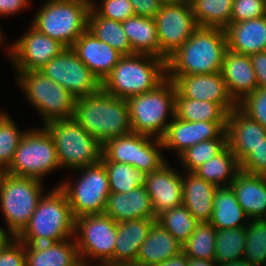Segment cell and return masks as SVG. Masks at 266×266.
Listing matches in <instances>:
<instances>
[{"label":"cell","instance_id":"f35d334b","mask_svg":"<svg viewBox=\"0 0 266 266\" xmlns=\"http://www.w3.org/2000/svg\"><path fill=\"white\" fill-rule=\"evenodd\" d=\"M217 229L209 222H200L182 246L188 258L214 260Z\"/></svg>","mask_w":266,"mask_h":266},{"label":"cell","instance_id":"6125c7cd","mask_svg":"<svg viewBox=\"0 0 266 266\" xmlns=\"http://www.w3.org/2000/svg\"><path fill=\"white\" fill-rule=\"evenodd\" d=\"M87 1H89V2H91V3H92V2H96L95 0H87Z\"/></svg>","mask_w":266,"mask_h":266},{"label":"cell","instance_id":"7402d4cb","mask_svg":"<svg viewBox=\"0 0 266 266\" xmlns=\"http://www.w3.org/2000/svg\"><path fill=\"white\" fill-rule=\"evenodd\" d=\"M221 73L227 91L236 104L258 88L250 56L227 50Z\"/></svg>","mask_w":266,"mask_h":266},{"label":"cell","instance_id":"680465c9","mask_svg":"<svg viewBox=\"0 0 266 266\" xmlns=\"http://www.w3.org/2000/svg\"><path fill=\"white\" fill-rule=\"evenodd\" d=\"M5 174H6V169H4V168L0 165V184L2 183V180H3Z\"/></svg>","mask_w":266,"mask_h":266},{"label":"cell","instance_id":"8fae6325","mask_svg":"<svg viewBox=\"0 0 266 266\" xmlns=\"http://www.w3.org/2000/svg\"><path fill=\"white\" fill-rule=\"evenodd\" d=\"M59 169L61 168L53 138L42 126L26 131L6 173L43 181L47 174Z\"/></svg>","mask_w":266,"mask_h":266},{"label":"cell","instance_id":"816d5d0a","mask_svg":"<svg viewBox=\"0 0 266 266\" xmlns=\"http://www.w3.org/2000/svg\"><path fill=\"white\" fill-rule=\"evenodd\" d=\"M158 266H188V257L183 253L170 257Z\"/></svg>","mask_w":266,"mask_h":266},{"label":"cell","instance_id":"7dc6e473","mask_svg":"<svg viewBox=\"0 0 266 266\" xmlns=\"http://www.w3.org/2000/svg\"><path fill=\"white\" fill-rule=\"evenodd\" d=\"M240 170L248 174L266 176V139L240 163Z\"/></svg>","mask_w":266,"mask_h":266},{"label":"cell","instance_id":"91938a15","mask_svg":"<svg viewBox=\"0 0 266 266\" xmlns=\"http://www.w3.org/2000/svg\"><path fill=\"white\" fill-rule=\"evenodd\" d=\"M3 31L1 30V27H0V47L4 44V39H3ZM3 42V43H2Z\"/></svg>","mask_w":266,"mask_h":266},{"label":"cell","instance_id":"4dcf8cb0","mask_svg":"<svg viewBox=\"0 0 266 266\" xmlns=\"http://www.w3.org/2000/svg\"><path fill=\"white\" fill-rule=\"evenodd\" d=\"M249 221L250 219L238 203L232 187H218L215 191L213 212L209 223L217 230H221L246 227Z\"/></svg>","mask_w":266,"mask_h":266},{"label":"cell","instance_id":"4316f807","mask_svg":"<svg viewBox=\"0 0 266 266\" xmlns=\"http://www.w3.org/2000/svg\"><path fill=\"white\" fill-rule=\"evenodd\" d=\"M217 186L205 181L193 172L182 173V205L195 219L209 222L213 212V199Z\"/></svg>","mask_w":266,"mask_h":266},{"label":"cell","instance_id":"60d3db41","mask_svg":"<svg viewBox=\"0 0 266 266\" xmlns=\"http://www.w3.org/2000/svg\"><path fill=\"white\" fill-rule=\"evenodd\" d=\"M243 258L256 266L266 263V219L248 222Z\"/></svg>","mask_w":266,"mask_h":266},{"label":"cell","instance_id":"83f0119b","mask_svg":"<svg viewBox=\"0 0 266 266\" xmlns=\"http://www.w3.org/2000/svg\"><path fill=\"white\" fill-rule=\"evenodd\" d=\"M156 219H137L117 223L114 248V266L136 261L142 243L146 240Z\"/></svg>","mask_w":266,"mask_h":266},{"label":"cell","instance_id":"11a10c76","mask_svg":"<svg viewBox=\"0 0 266 266\" xmlns=\"http://www.w3.org/2000/svg\"><path fill=\"white\" fill-rule=\"evenodd\" d=\"M10 236L4 231L3 227H0V246L9 238Z\"/></svg>","mask_w":266,"mask_h":266},{"label":"cell","instance_id":"484cf974","mask_svg":"<svg viewBox=\"0 0 266 266\" xmlns=\"http://www.w3.org/2000/svg\"><path fill=\"white\" fill-rule=\"evenodd\" d=\"M26 266H79L74 238L43 244H25Z\"/></svg>","mask_w":266,"mask_h":266},{"label":"cell","instance_id":"d590c367","mask_svg":"<svg viewBox=\"0 0 266 266\" xmlns=\"http://www.w3.org/2000/svg\"><path fill=\"white\" fill-rule=\"evenodd\" d=\"M214 260L218 265L242 259L246 227L217 230Z\"/></svg>","mask_w":266,"mask_h":266},{"label":"cell","instance_id":"94428289","mask_svg":"<svg viewBox=\"0 0 266 266\" xmlns=\"http://www.w3.org/2000/svg\"><path fill=\"white\" fill-rule=\"evenodd\" d=\"M85 266H107V265H92V264L91 265H86L85 264Z\"/></svg>","mask_w":266,"mask_h":266},{"label":"cell","instance_id":"8d00e7d4","mask_svg":"<svg viewBox=\"0 0 266 266\" xmlns=\"http://www.w3.org/2000/svg\"><path fill=\"white\" fill-rule=\"evenodd\" d=\"M166 231H168L182 245L193 234L199 222L183 205L172 208L159 214L156 218Z\"/></svg>","mask_w":266,"mask_h":266},{"label":"cell","instance_id":"f6af8a7d","mask_svg":"<svg viewBox=\"0 0 266 266\" xmlns=\"http://www.w3.org/2000/svg\"><path fill=\"white\" fill-rule=\"evenodd\" d=\"M266 16V0H233L231 23Z\"/></svg>","mask_w":266,"mask_h":266},{"label":"cell","instance_id":"ffe728a7","mask_svg":"<svg viewBox=\"0 0 266 266\" xmlns=\"http://www.w3.org/2000/svg\"><path fill=\"white\" fill-rule=\"evenodd\" d=\"M226 133L227 146L239 164L266 139V128L238 107L228 114Z\"/></svg>","mask_w":266,"mask_h":266},{"label":"cell","instance_id":"30bf717a","mask_svg":"<svg viewBox=\"0 0 266 266\" xmlns=\"http://www.w3.org/2000/svg\"><path fill=\"white\" fill-rule=\"evenodd\" d=\"M116 237L117 223L105 213L75 219L74 239L81 262L86 265L97 260L92 264L114 266Z\"/></svg>","mask_w":266,"mask_h":266},{"label":"cell","instance_id":"277c9868","mask_svg":"<svg viewBox=\"0 0 266 266\" xmlns=\"http://www.w3.org/2000/svg\"><path fill=\"white\" fill-rule=\"evenodd\" d=\"M166 78V61L145 54L123 55L102 81L111 96L128 99L154 89Z\"/></svg>","mask_w":266,"mask_h":266},{"label":"cell","instance_id":"ac0fdd59","mask_svg":"<svg viewBox=\"0 0 266 266\" xmlns=\"http://www.w3.org/2000/svg\"><path fill=\"white\" fill-rule=\"evenodd\" d=\"M227 122L184 121L174 117L162 138L164 150H174L179 157L195 144L219 138L226 131Z\"/></svg>","mask_w":266,"mask_h":266},{"label":"cell","instance_id":"9f6ffc18","mask_svg":"<svg viewBox=\"0 0 266 266\" xmlns=\"http://www.w3.org/2000/svg\"><path fill=\"white\" fill-rule=\"evenodd\" d=\"M117 266H148V265L142 264L141 262H138V261H129V262L121 263Z\"/></svg>","mask_w":266,"mask_h":266},{"label":"cell","instance_id":"f546056e","mask_svg":"<svg viewBox=\"0 0 266 266\" xmlns=\"http://www.w3.org/2000/svg\"><path fill=\"white\" fill-rule=\"evenodd\" d=\"M134 54L167 58L160 52V43L154 18L134 15L121 22Z\"/></svg>","mask_w":266,"mask_h":266},{"label":"cell","instance_id":"d4e9b609","mask_svg":"<svg viewBox=\"0 0 266 266\" xmlns=\"http://www.w3.org/2000/svg\"><path fill=\"white\" fill-rule=\"evenodd\" d=\"M230 186L250 220L266 219V176L240 170Z\"/></svg>","mask_w":266,"mask_h":266},{"label":"cell","instance_id":"2e32d148","mask_svg":"<svg viewBox=\"0 0 266 266\" xmlns=\"http://www.w3.org/2000/svg\"><path fill=\"white\" fill-rule=\"evenodd\" d=\"M65 49L62 43L40 33L30 25L24 35L7 46L6 51L14 70L21 72L39 70Z\"/></svg>","mask_w":266,"mask_h":266},{"label":"cell","instance_id":"e0dca14e","mask_svg":"<svg viewBox=\"0 0 266 266\" xmlns=\"http://www.w3.org/2000/svg\"><path fill=\"white\" fill-rule=\"evenodd\" d=\"M166 77L174 82L176 92L181 97L217 103L228 114L237 107L227 91L221 72Z\"/></svg>","mask_w":266,"mask_h":266},{"label":"cell","instance_id":"d6a6232c","mask_svg":"<svg viewBox=\"0 0 266 266\" xmlns=\"http://www.w3.org/2000/svg\"><path fill=\"white\" fill-rule=\"evenodd\" d=\"M88 30L122 55L134 54L121 22L100 16L92 7L88 17Z\"/></svg>","mask_w":266,"mask_h":266},{"label":"cell","instance_id":"4fadbf2b","mask_svg":"<svg viewBox=\"0 0 266 266\" xmlns=\"http://www.w3.org/2000/svg\"><path fill=\"white\" fill-rule=\"evenodd\" d=\"M162 151V139L130 132L104 143L101 161L126 163L148 174L167 162Z\"/></svg>","mask_w":266,"mask_h":266},{"label":"cell","instance_id":"c3c4849f","mask_svg":"<svg viewBox=\"0 0 266 266\" xmlns=\"http://www.w3.org/2000/svg\"><path fill=\"white\" fill-rule=\"evenodd\" d=\"M133 6L135 15L154 18L160 10V0H129Z\"/></svg>","mask_w":266,"mask_h":266},{"label":"cell","instance_id":"8992f818","mask_svg":"<svg viewBox=\"0 0 266 266\" xmlns=\"http://www.w3.org/2000/svg\"><path fill=\"white\" fill-rule=\"evenodd\" d=\"M90 9L87 0H46L33 16L31 26L66 48L72 47L88 29Z\"/></svg>","mask_w":266,"mask_h":266},{"label":"cell","instance_id":"e575fe53","mask_svg":"<svg viewBox=\"0 0 266 266\" xmlns=\"http://www.w3.org/2000/svg\"><path fill=\"white\" fill-rule=\"evenodd\" d=\"M198 27L225 29L231 23L233 0H189Z\"/></svg>","mask_w":266,"mask_h":266},{"label":"cell","instance_id":"74e56055","mask_svg":"<svg viewBox=\"0 0 266 266\" xmlns=\"http://www.w3.org/2000/svg\"><path fill=\"white\" fill-rule=\"evenodd\" d=\"M107 171L110 191L127 193L139 186H144L146 173L126 163L101 161Z\"/></svg>","mask_w":266,"mask_h":266},{"label":"cell","instance_id":"bcb514c9","mask_svg":"<svg viewBox=\"0 0 266 266\" xmlns=\"http://www.w3.org/2000/svg\"><path fill=\"white\" fill-rule=\"evenodd\" d=\"M0 266H26L25 244L9 237L0 246Z\"/></svg>","mask_w":266,"mask_h":266},{"label":"cell","instance_id":"44dd1931","mask_svg":"<svg viewBox=\"0 0 266 266\" xmlns=\"http://www.w3.org/2000/svg\"><path fill=\"white\" fill-rule=\"evenodd\" d=\"M71 48L101 82L111 73L123 56L113 47L99 40L88 29L75 41Z\"/></svg>","mask_w":266,"mask_h":266},{"label":"cell","instance_id":"5b68a950","mask_svg":"<svg viewBox=\"0 0 266 266\" xmlns=\"http://www.w3.org/2000/svg\"><path fill=\"white\" fill-rule=\"evenodd\" d=\"M175 95L174 82L166 77L154 89L128 98L131 131L162 139L175 117Z\"/></svg>","mask_w":266,"mask_h":266},{"label":"cell","instance_id":"ab89813d","mask_svg":"<svg viewBox=\"0 0 266 266\" xmlns=\"http://www.w3.org/2000/svg\"><path fill=\"white\" fill-rule=\"evenodd\" d=\"M227 146L226 131L217 139L199 142L183 152L178 159L184 172H193L200 165L206 163L220 153Z\"/></svg>","mask_w":266,"mask_h":266},{"label":"cell","instance_id":"cb8c5ba5","mask_svg":"<svg viewBox=\"0 0 266 266\" xmlns=\"http://www.w3.org/2000/svg\"><path fill=\"white\" fill-rule=\"evenodd\" d=\"M225 33L229 51L250 56L266 50V16L230 23Z\"/></svg>","mask_w":266,"mask_h":266},{"label":"cell","instance_id":"6da1fadb","mask_svg":"<svg viewBox=\"0 0 266 266\" xmlns=\"http://www.w3.org/2000/svg\"><path fill=\"white\" fill-rule=\"evenodd\" d=\"M225 29L198 27L166 61V75L221 72L227 51Z\"/></svg>","mask_w":266,"mask_h":266},{"label":"cell","instance_id":"7a4b0ae2","mask_svg":"<svg viewBox=\"0 0 266 266\" xmlns=\"http://www.w3.org/2000/svg\"><path fill=\"white\" fill-rule=\"evenodd\" d=\"M73 119L102 145L132 132L127 100L111 96L103 89L76 99Z\"/></svg>","mask_w":266,"mask_h":266},{"label":"cell","instance_id":"7c38bea8","mask_svg":"<svg viewBox=\"0 0 266 266\" xmlns=\"http://www.w3.org/2000/svg\"><path fill=\"white\" fill-rule=\"evenodd\" d=\"M73 171L80 174L75 183L68 178L58 183V187L66 194L73 217L103 214L111 193L104 164L100 161Z\"/></svg>","mask_w":266,"mask_h":266},{"label":"cell","instance_id":"d6986e66","mask_svg":"<svg viewBox=\"0 0 266 266\" xmlns=\"http://www.w3.org/2000/svg\"><path fill=\"white\" fill-rule=\"evenodd\" d=\"M166 162L159 169L148 173L145 188L157 217L162 212L182 205V171Z\"/></svg>","mask_w":266,"mask_h":266},{"label":"cell","instance_id":"603a6c76","mask_svg":"<svg viewBox=\"0 0 266 266\" xmlns=\"http://www.w3.org/2000/svg\"><path fill=\"white\" fill-rule=\"evenodd\" d=\"M104 213L116 223L143 218H157L145 186H139L127 193L111 192L107 198Z\"/></svg>","mask_w":266,"mask_h":266},{"label":"cell","instance_id":"1f68e13d","mask_svg":"<svg viewBox=\"0 0 266 266\" xmlns=\"http://www.w3.org/2000/svg\"><path fill=\"white\" fill-rule=\"evenodd\" d=\"M240 171V164L230 148L226 146L211 160L200 165L193 173L217 186H230Z\"/></svg>","mask_w":266,"mask_h":266},{"label":"cell","instance_id":"52a82bcc","mask_svg":"<svg viewBox=\"0 0 266 266\" xmlns=\"http://www.w3.org/2000/svg\"><path fill=\"white\" fill-rule=\"evenodd\" d=\"M43 127L53 138L60 168L73 171L101 161L102 144L73 117L53 120Z\"/></svg>","mask_w":266,"mask_h":266},{"label":"cell","instance_id":"836d02e7","mask_svg":"<svg viewBox=\"0 0 266 266\" xmlns=\"http://www.w3.org/2000/svg\"><path fill=\"white\" fill-rule=\"evenodd\" d=\"M175 117L184 121L227 122L228 113L217 103L175 95Z\"/></svg>","mask_w":266,"mask_h":266},{"label":"cell","instance_id":"3957f363","mask_svg":"<svg viewBox=\"0 0 266 266\" xmlns=\"http://www.w3.org/2000/svg\"><path fill=\"white\" fill-rule=\"evenodd\" d=\"M40 199L29 223L16 236L24 244H43L74 238L75 218L66 194L56 185Z\"/></svg>","mask_w":266,"mask_h":266},{"label":"cell","instance_id":"ee69618b","mask_svg":"<svg viewBox=\"0 0 266 266\" xmlns=\"http://www.w3.org/2000/svg\"><path fill=\"white\" fill-rule=\"evenodd\" d=\"M98 2H100V5L92 2L91 7L104 18L123 22L135 15L129 0H99Z\"/></svg>","mask_w":266,"mask_h":266},{"label":"cell","instance_id":"9c48e42d","mask_svg":"<svg viewBox=\"0 0 266 266\" xmlns=\"http://www.w3.org/2000/svg\"><path fill=\"white\" fill-rule=\"evenodd\" d=\"M16 73L18 87L23 91L27 102L41 115L43 125L53 120L73 117L76 98L65 88L39 70Z\"/></svg>","mask_w":266,"mask_h":266},{"label":"cell","instance_id":"7bdbcfd3","mask_svg":"<svg viewBox=\"0 0 266 266\" xmlns=\"http://www.w3.org/2000/svg\"><path fill=\"white\" fill-rule=\"evenodd\" d=\"M237 107L245 115L266 128V88H256L238 102Z\"/></svg>","mask_w":266,"mask_h":266},{"label":"cell","instance_id":"f5cc1de1","mask_svg":"<svg viewBox=\"0 0 266 266\" xmlns=\"http://www.w3.org/2000/svg\"><path fill=\"white\" fill-rule=\"evenodd\" d=\"M188 266H219L215 260L188 258Z\"/></svg>","mask_w":266,"mask_h":266},{"label":"cell","instance_id":"5bb4252c","mask_svg":"<svg viewBox=\"0 0 266 266\" xmlns=\"http://www.w3.org/2000/svg\"><path fill=\"white\" fill-rule=\"evenodd\" d=\"M65 88L76 99L95 94L102 89V82L68 47L39 69Z\"/></svg>","mask_w":266,"mask_h":266},{"label":"cell","instance_id":"f1b7e54d","mask_svg":"<svg viewBox=\"0 0 266 266\" xmlns=\"http://www.w3.org/2000/svg\"><path fill=\"white\" fill-rule=\"evenodd\" d=\"M182 246L158 222H155L139 249L136 261L148 266H158L168 258L181 253Z\"/></svg>","mask_w":266,"mask_h":266},{"label":"cell","instance_id":"f907efd6","mask_svg":"<svg viewBox=\"0 0 266 266\" xmlns=\"http://www.w3.org/2000/svg\"><path fill=\"white\" fill-rule=\"evenodd\" d=\"M31 0H0V16H11L29 8Z\"/></svg>","mask_w":266,"mask_h":266},{"label":"cell","instance_id":"681fc988","mask_svg":"<svg viewBox=\"0 0 266 266\" xmlns=\"http://www.w3.org/2000/svg\"><path fill=\"white\" fill-rule=\"evenodd\" d=\"M258 87L266 88V50L250 55Z\"/></svg>","mask_w":266,"mask_h":266},{"label":"cell","instance_id":"9a60e30c","mask_svg":"<svg viewBox=\"0 0 266 266\" xmlns=\"http://www.w3.org/2000/svg\"><path fill=\"white\" fill-rule=\"evenodd\" d=\"M160 52L168 58L198 28L190 1L185 3L162 4L154 17Z\"/></svg>","mask_w":266,"mask_h":266},{"label":"cell","instance_id":"ba28073f","mask_svg":"<svg viewBox=\"0 0 266 266\" xmlns=\"http://www.w3.org/2000/svg\"><path fill=\"white\" fill-rule=\"evenodd\" d=\"M43 181L35 178L4 175L0 184V210L7 226L4 231L16 237L29 223L45 194Z\"/></svg>","mask_w":266,"mask_h":266},{"label":"cell","instance_id":"b9f144b4","mask_svg":"<svg viewBox=\"0 0 266 266\" xmlns=\"http://www.w3.org/2000/svg\"><path fill=\"white\" fill-rule=\"evenodd\" d=\"M26 131H21L11 115L0 110V165L4 169L13 162L15 150Z\"/></svg>","mask_w":266,"mask_h":266},{"label":"cell","instance_id":"db71d44e","mask_svg":"<svg viewBox=\"0 0 266 266\" xmlns=\"http://www.w3.org/2000/svg\"><path fill=\"white\" fill-rule=\"evenodd\" d=\"M219 266H256L255 264L249 263L245 258L238 259L236 261L227 262Z\"/></svg>","mask_w":266,"mask_h":266},{"label":"cell","instance_id":"6f0895ef","mask_svg":"<svg viewBox=\"0 0 266 266\" xmlns=\"http://www.w3.org/2000/svg\"><path fill=\"white\" fill-rule=\"evenodd\" d=\"M162 4H172V3H185L189 2V0H160Z\"/></svg>","mask_w":266,"mask_h":266}]
</instances>
